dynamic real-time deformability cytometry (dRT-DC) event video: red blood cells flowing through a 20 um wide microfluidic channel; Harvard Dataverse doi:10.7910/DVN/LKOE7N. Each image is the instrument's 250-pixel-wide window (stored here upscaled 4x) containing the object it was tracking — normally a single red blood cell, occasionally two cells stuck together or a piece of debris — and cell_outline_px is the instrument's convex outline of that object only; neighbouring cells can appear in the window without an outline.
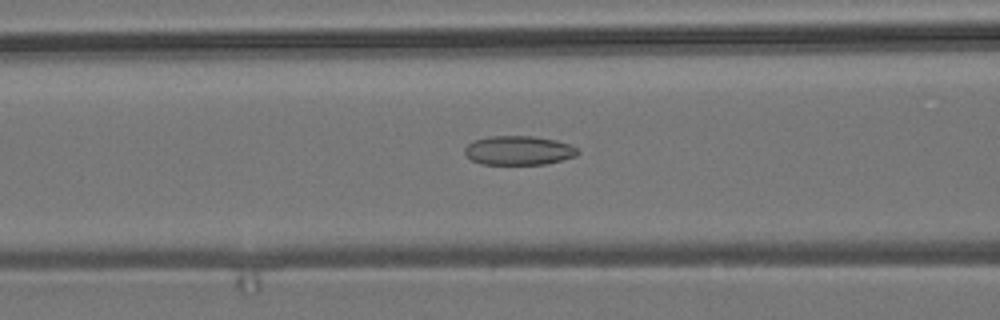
{"species": "common noctule bat (a hibernating species)", "species_latin": "Nyctalus noctula", "temperature_condition": "room temperature", "stored_images_in_passage": 55, "camera_frame_rate_fps": 3000, "um_per_image_px": 0.085, "animal": {"sex": "male", "body_mass_g": 19.2, "forearm_length_mm": 51.8}, "frame": {"image": 1, "passage_image": 22, "time_ms": 7.0, "image_size_px": [1000, 320], "cell_outline_px": [[580, 152], [576, 156], [544, 164], [480, 164], [472, 160], [464, 152], [464, 148], [472, 140], [488, 136], [536, 136], [556, 140], [568, 144], [576, 148]], "centroid_in_image_um": [44.06, 12.78], "position_along_channel_um": 122.5, "area_um2": 19.19}}
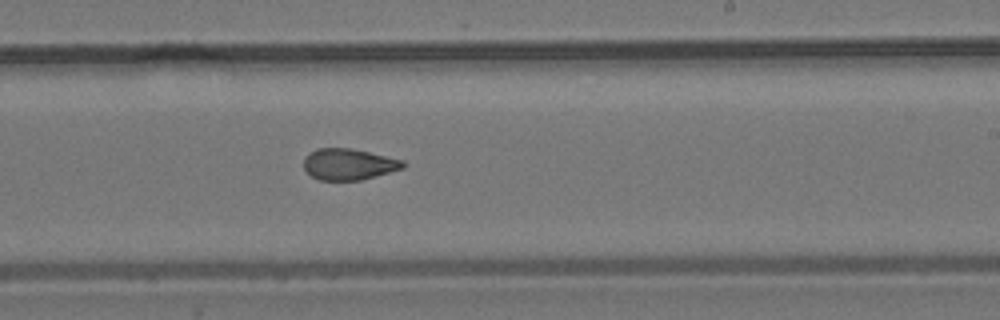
{"frame": {"image": 2, "passage_image": 33, "time_ms": 10.667, "image_size_px": [1000, 320], "cell_outline_px": [[408, 164], [404, 168], [360, 180], [320, 180], [312, 176], [304, 168], [304, 156], [308, 152], [316, 148], [352, 148], [404, 160]], "centroid_in_image_um": [29.64, 13.94], "position_along_channel_um": 259.4, "area_um2": 18.21}}
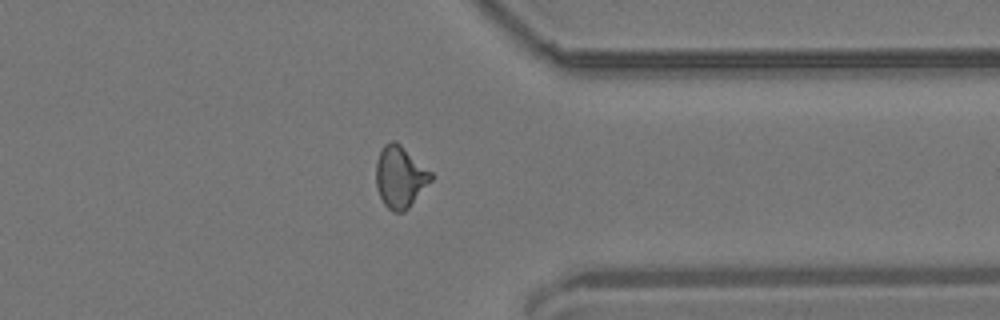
{"frame": {"image": 3, "passage_image": 43, "time_ms": 14.0, "image_size_px": [1000, 320], "cell_outline_px": [[432, 180], [408, 208], [404, 212], [392, 212], [384, 204], [380, 196], [376, 184], [376, 160], [384, 144], [392, 140], [396, 140], [432, 172]], "centroid_in_image_um": [34.0, 15.03], "position_along_channel_um": 377.4, "area_um2": 19.77}, "authors_computed_cell_mechanics": {"area_um2": 19.1318, "velocity_mm_per_s": 3.7371, "shape_relaxation_time_tau1_ms": null, "shape_relaxation_time_tau2_ms": 2.4095, "deformation_change_tau1": null, "deformation_change_tau2": 0.0823}}